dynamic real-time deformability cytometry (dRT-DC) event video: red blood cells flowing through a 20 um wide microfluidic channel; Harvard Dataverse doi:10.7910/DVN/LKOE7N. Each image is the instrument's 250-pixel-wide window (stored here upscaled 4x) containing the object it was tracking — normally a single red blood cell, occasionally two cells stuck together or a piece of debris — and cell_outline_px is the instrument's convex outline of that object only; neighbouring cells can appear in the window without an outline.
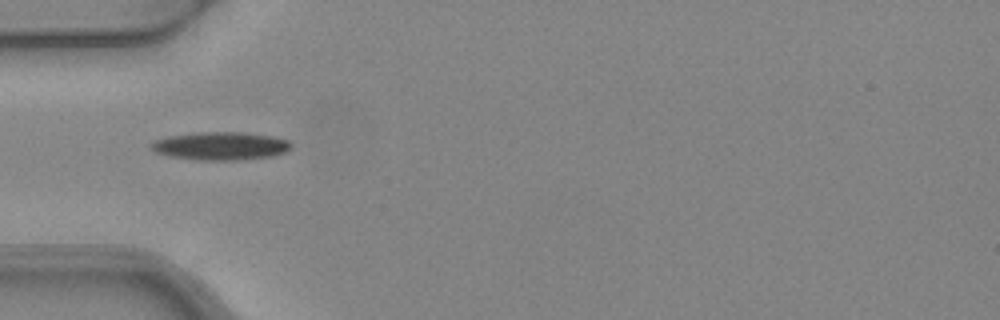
{"species": "common noctule bat (a hibernating species)", "species_latin": "Nyctalus noctula", "temperature_condition": "warm", "stored_images_in_passage": 8, "camera_frame_rate_fps": 3000, "um_per_image_px": 0.085, "animal": {"sex": "female", "body_mass_g": 24.6, "forearm_length_mm": 56.2}, "frame": {"image": 1, "passage_image": 5, "time_ms": 1.333, "image_size_px": [1000, 320], "cell_outline_px": [[292, 148], [288, 152], [272, 156], [236, 160], [196, 160], [168, 156], [156, 152], [148, 148], [148, 144], [156, 140], [168, 136], [196, 132], [244, 132], [276, 136], [288, 140], [292, 144]], "centroid_in_image_um": [18.76, 12.4], "position_along_channel_um": 66.2, "area_um2": 23.35}}
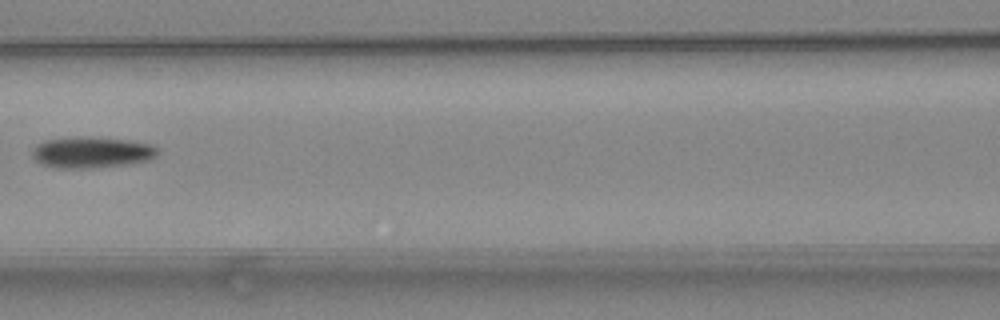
{"frame": {"image": 2, "passage_image": 7, "time_ms": 2.0, "image_size_px": [1000, 320], "cell_outline_px": [[160, 152], [156, 156], [148, 160], [132, 164], [88, 168], [56, 168], [44, 164], [36, 160], [32, 156], [32, 148], [36, 144], [44, 140], [128, 140], [152, 144], [160, 148]], "centroid_in_image_um": [7.86, 13.01], "position_along_channel_um": 158.7, "area_um2": 21.79}}
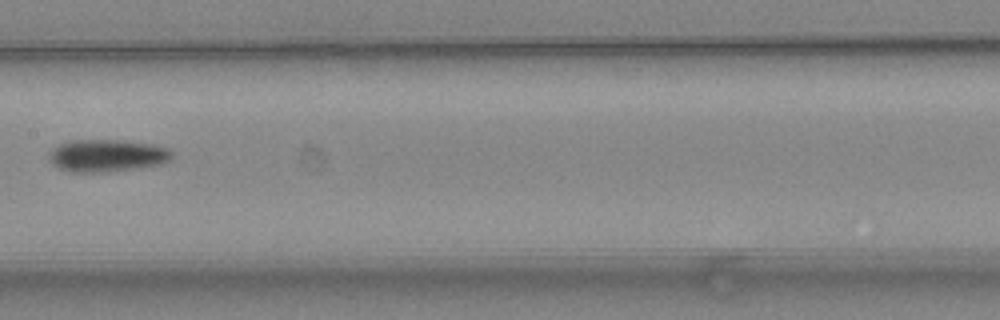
{"frame": {"image": 3, "passage_image": 8, "time_ms": 2.333, "image_size_px": [1000, 320], "cell_outline_px": [[172, 156], [168, 160], [160, 164], [108, 172], [72, 172], [60, 168], [52, 164], [48, 160], [48, 152], [52, 148], [68, 140], [120, 140], [152, 144], [168, 148], [172, 152]], "centroid_in_image_um": [9.03, 13.22], "position_along_channel_um": 198.4, "area_um2": 23.18}}